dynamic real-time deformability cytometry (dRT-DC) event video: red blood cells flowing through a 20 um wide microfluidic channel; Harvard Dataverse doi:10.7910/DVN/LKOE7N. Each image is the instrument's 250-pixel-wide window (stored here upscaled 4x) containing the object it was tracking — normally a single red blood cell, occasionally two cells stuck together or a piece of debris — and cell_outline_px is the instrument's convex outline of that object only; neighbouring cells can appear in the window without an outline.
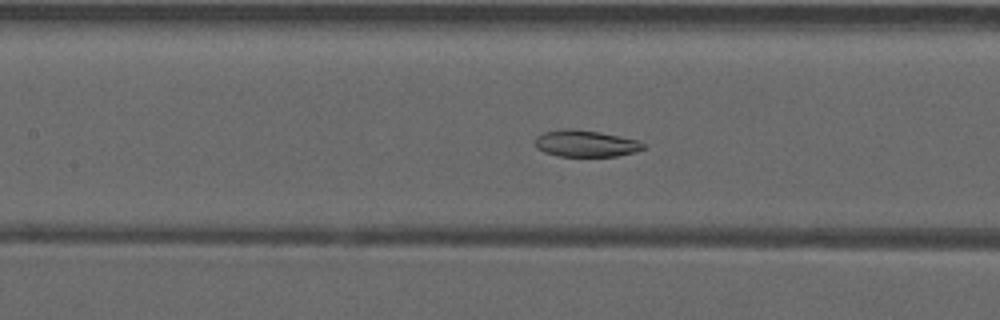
{"species": "common noctule bat (a hibernating species)", "species_latin": "Nyctalus noctula", "temperature_condition": "warm", "stored_images_in_passage": 46, "camera_frame_rate_fps": 3000, "um_per_image_px": 0.085, "animal": {"sex": "male", "forearm_length_mm": 52.5}, "frame": {"image": 1, "passage_image": 17, "time_ms": 5.333, "image_size_px": [1000, 320], "cell_outline_px": [[644, 148], [632, 152], [616, 156], [556, 156], [544, 152], [536, 148], [536, 136], [544, 132], [568, 128], [572, 128], [600, 132], [636, 140], [644, 144]], "centroid_in_image_um": [49.72, 12.2], "position_along_channel_um": 157.7, "area_um2": 16.59}}
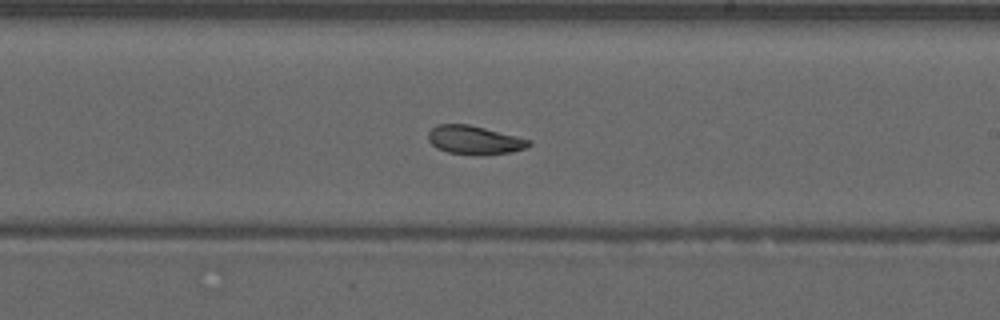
{"frame": {"image": 2, "passage_image": 24, "time_ms": 7.667, "image_size_px": [1000, 320], "cell_outline_px": [[532, 144], [524, 148], [512, 152], [484, 156], [476, 156], [448, 152], [436, 148], [428, 140], [428, 132], [436, 124], [468, 124], [532, 140]], "centroid_in_image_um": [40.32, 11.92], "position_along_channel_um": 248.7, "area_um2": 16.99}}
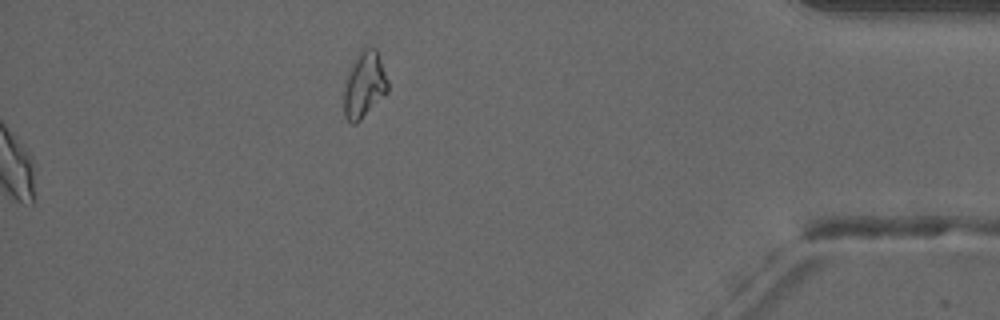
{"frame": {"image": 3, "passage_image": 46, "time_ms": 15.0, "image_size_px": [1000, 320], "cell_outline_px": [[388, 92], [356, 124], [352, 124], [344, 116], [344, 88], [352, 64], [360, 52], [364, 48], [376, 48], [388, 80]], "centroid_in_image_um": [30.98, 7.24], "position_along_channel_um": 404.2, "area_um2": 16.59}, "authors_computed_cell_mechanics": {"area_um2": 17.7735, "velocity_mm_per_s": 3.9334, "shape_relaxation_time_tau1_ms": null, "shape_relaxation_time_tau2_ms": 5.7505, "deformation_change_tau1": null, "deformation_change_tau2": 0.111}}